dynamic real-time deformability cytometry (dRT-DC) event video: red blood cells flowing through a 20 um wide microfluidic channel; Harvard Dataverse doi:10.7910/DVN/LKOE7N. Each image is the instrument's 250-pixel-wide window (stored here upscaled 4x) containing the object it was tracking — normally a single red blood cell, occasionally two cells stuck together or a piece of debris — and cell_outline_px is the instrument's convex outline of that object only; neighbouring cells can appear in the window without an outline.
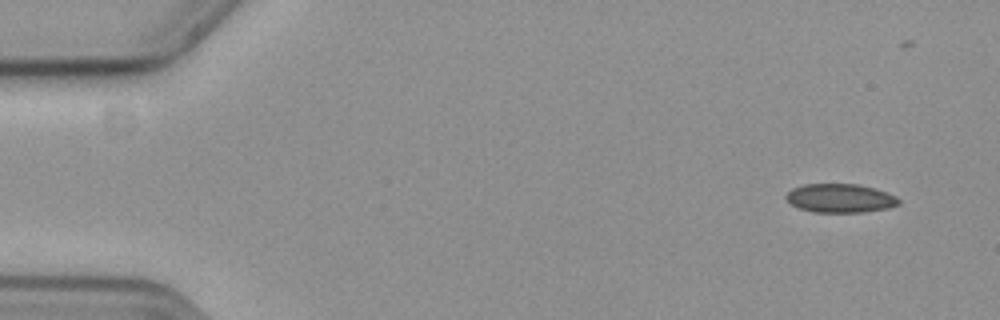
{"species": "common noctule bat (a hibernating species)", "species_latin": "Nyctalus noctula", "temperature_condition": "cold", "stored_images_in_passage": 55, "camera_frame_rate_fps": 3000, "um_per_image_px": 0.085, "animal": {"sex": "female", "body_mass_g": 19.3, "forearm_length_mm": 54.1}, "frame": {"image": 1, "passage_image": 1, "time_ms": 0.0, "image_size_px": [1000, 320], "cell_outline_px": [[900, 204], [888, 208], [860, 212], [812, 212], [800, 208], [792, 204], [784, 196], [792, 188], [804, 184], [856, 184], [872, 188], [896, 196], [900, 200]], "centroid_in_image_um": [71.4, 16.85], "position_along_channel_um": 13.6, "area_um2": 18.67}}
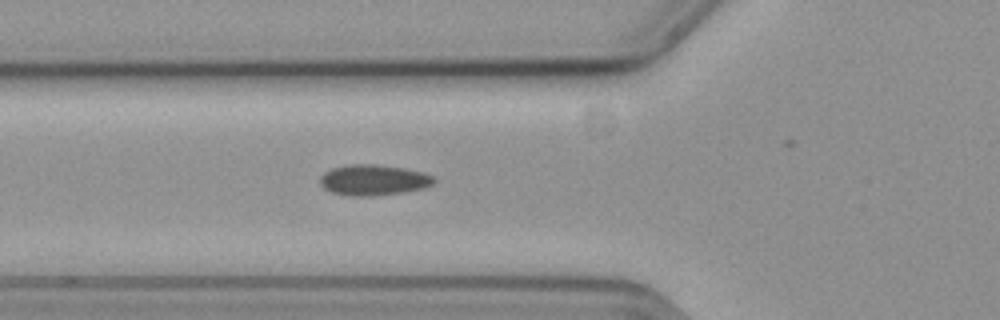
{"frame": {"image": 2, "passage_image": 18, "time_ms": 5.667, "image_size_px": [1000, 320], "cell_outline_px": [[436, 180], [432, 184], [424, 188], [404, 192], [372, 196], [352, 196], [332, 192], [324, 188], [320, 184], [320, 176], [324, 172], [332, 168], [352, 164], [372, 164], [404, 168], [424, 172], [432, 176]], "centroid_in_image_um": [31.75, 15.3], "position_along_channel_um": 94.1, "area_um2": 20.35}}
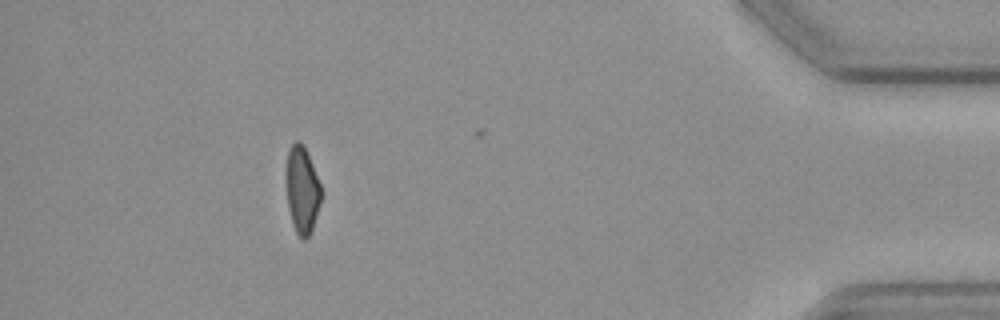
{"frame": {"image": 3, "passage_image": 49, "time_ms": 16.0, "image_size_px": [1000, 320], "cell_outline_px": [[320, 204], [312, 228], [308, 236], [304, 240], [296, 232], [292, 224], [288, 208], [288, 148], [296, 140], [300, 140], [304, 144], [320, 184]], "centroid_in_image_um": [25.69, 16.12], "position_along_channel_um": 409.5, "area_um2": 17.11}}